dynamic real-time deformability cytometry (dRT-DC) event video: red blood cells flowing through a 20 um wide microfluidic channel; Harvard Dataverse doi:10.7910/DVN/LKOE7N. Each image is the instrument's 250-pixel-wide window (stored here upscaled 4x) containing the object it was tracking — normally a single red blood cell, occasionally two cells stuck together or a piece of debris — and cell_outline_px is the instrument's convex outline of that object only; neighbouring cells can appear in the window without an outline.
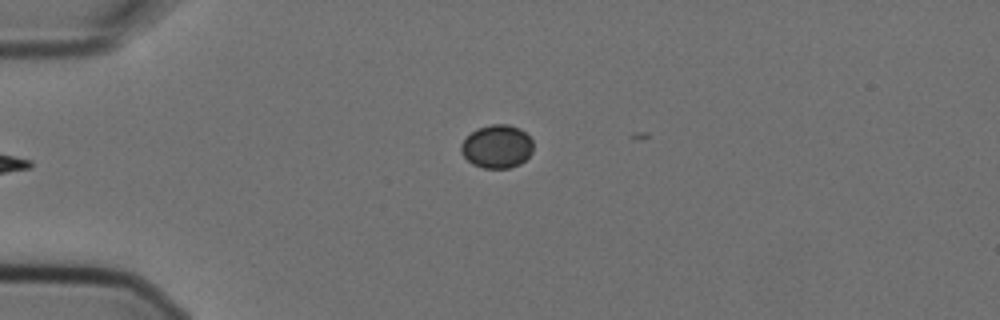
{"species": "Egyptian fruit bat (a non-hibernating species)", "species_latin": "Rousettus aegyptiacus", "temperature_condition": "cold", "stored_images_in_passage": 3, "camera_frame_rate_fps": 3000, "um_per_image_px": 0.085, "animal": {"sex": "female"}, "frame": {"image": 1, "passage_image": 3, "time_ms": 0.667, "image_size_px": [1000, 320], "cell_outline_px": [[532, 152], [520, 164], [508, 168], [484, 168], [472, 164], [460, 152], [460, 144], [472, 132], [480, 128], [492, 124], [508, 124], [520, 128], [532, 140]], "centroid_in_image_um": [42.24, 12.46], "position_along_channel_um": 42.8, "area_um2": 18.03}}